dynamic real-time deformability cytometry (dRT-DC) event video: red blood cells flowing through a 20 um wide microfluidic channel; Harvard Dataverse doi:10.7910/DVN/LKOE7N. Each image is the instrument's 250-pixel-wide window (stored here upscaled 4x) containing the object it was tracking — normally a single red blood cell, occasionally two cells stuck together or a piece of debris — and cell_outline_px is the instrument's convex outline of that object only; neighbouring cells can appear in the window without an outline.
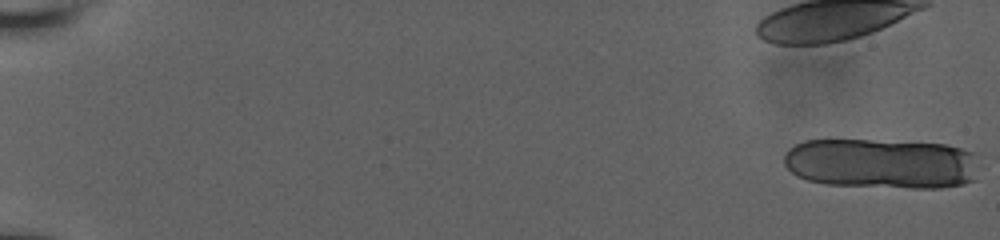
{"species": "human", "species_latin": "Homo sapiens", "temperature_condition": "room temperature", "stored_images_in_passage": 28, "camera_frame_rate_fps": 3000, "um_per_image_px": 0.085, "donor": {"sex": "male"}, "frame": {"image": 1, "passage_image": 1, "time_ms": 0.0, "image_size_px": [1000, 240], "cell_outline_px": [[976, 180], [964, 184], [940, 188], [912, 188], [828, 184], [808, 180], [796, 176], [784, 164], [784, 152], [788, 148], [804, 140], [872, 140], [944, 144], [976, 152]], "centroid_in_image_um": [74.94, 13.9], "position_along_channel_um": 10.1, "area_um2": 57.57}}